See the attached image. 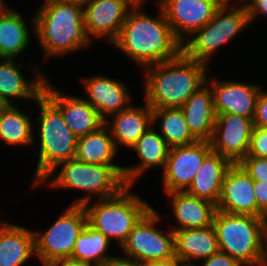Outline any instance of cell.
<instances>
[{
	"instance_id": "obj_1",
	"label": "cell",
	"mask_w": 267,
	"mask_h": 266,
	"mask_svg": "<svg viewBox=\"0 0 267 266\" xmlns=\"http://www.w3.org/2000/svg\"><path fill=\"white\" fill-rule=\"evenodd\" d=\"M148 1L135 4L111 43L142 68L174 59L182 52V43L175 37L161 7L157 4L156 17L145 11Z\"/></svg>"
},
{
	"instance_id": "obj_2",
	"label": "cell",
	"mask_w": 267,
	"mask_h": 266,
	"mask_svg": "<svg viewBox=\"0 0 267 266\" xmlns=\"http://www.w3.org/2000/svg\"><path fill=\"white\" fill-rule=\"evenodd\" d=\"M210 69L183 52L174 59L144 67V101L152 109L180 108L206 84Z\"/></svg>"
},
{
	"instance_id": "obj_3",
	"label": "cell",
	"mask_w": 267,
	"mask_h": 266,
	"mask_svg": "<svg viewBox=\"0 0 267 266\" xmlns=\"http://www.w3.org/2000/svg\"><path fill=\"white\" fill-rule=\"evenodd\" d=\"M34 15V37L44 58L61 57L91 45L84 28V8L75 3L44 0Z\"/></svg>"
},
{
	"instance_id": "obj_4",
	"label": "cell",
	"mask_w": 267,
	"mask_h": 266,
	"mask_svg": "<svg viewBox=\"0 0 267 266\" xmlns=\"http://www.w3.org/2000/svg\"><path fill=\"white\" fill-rule=\"evenodd\" d=\"M34 103L39 109L35 117L38 126L35 130L39 135H34V145L39 143L38 160L32 178V187L35 188L60 163L75 158L78 137L65 122L61 111L44 94Z\"/></svg>"
},
{
	"instance_id": "obj_5",
	"label": "cell",
	"mask_w": 267,
	"mask_h": 266,
	"mask_svg": "<svg viewBox=\"0 0 267 266\" xmlns=\"http://www.w3.org/2000/svg\"><path fill=\"white\" fill-rule=\"evenodd\" d=\"M45 183L54 189L67 188L76 191L81 190L83 194L85 192V197L76 198L71 203V205L79 206L92 203L95 196H98L97 200L112 197L127 186L123 178V167L89 164L80 162L75 158L60 163L35 189L40 188Z\"/></svg>"
},
{
	"instance_id": "obj_6",
	"label": "cell",
	"mask_w": 267,
	"mask_h": 266,
	"mask_svg": "<svg viewBox=\"0 0 267 266\" xmlns=\"http://www.w3.org/2000/svg\"><path fill=\"white\" fill-rule=\"evenodd\" d=\"M127 185L118 194L85 204L87 224L102 233L119 248L126 241L135 224L152 207Z\"/></svg>"
},
{
	"instance_id": "obj_7",
	"label": "cell",
	"mask_w": 267,
	"mask_h": 266,
	"mask_svg": "<svg viewBox=\"0 0 267 266\" xmlns=\"http://www.w3.org/2000/svg\"><path fill=\"white\" fill-rule=\"evenodd\" d=\"M213 226L220 251L243 266H259L267 233V219L216 210Z\"/></svg>"
},
{
	"instance_id": "obj_8",
	"label": "cell",
	"mask_w": 267,
	"mask_h": 266,
	"mask_svg": "<svg viewBox=\"0 0 267 266\" xmlns=\"http://www.w3.org/2000/svg\"><path fill=\"white\" fill-rule=\"evenodd\" d=\"M250 25L247 8H218L210 22L182 43V52L209 66L212 56Z\"/></svg>"
},
{
	"instance_id": "obj_9",
	"label": "cell",
	"mask_w": 267,
	"mask_h": 266,
	"mask_svg": "<svg viewBox=\"0 0 267 266\" xmlns=\"http://www.w3.org/2000/svg\"><path fill=\"white\" fill-rule=\"evenodd\" d=\"M68 205L46 231H34L35 258L39 259L41 266H53L70 259L76 240L87 225L84 207Z\"/></svg>"
},
{
	"instance_id": "obj_10",
	"label": "cell",
	"mask_w": 267,
	"mask_h": 266,
	"mask_svg": "<svg viewBox=\"0 0 267 266\" xmlns=\"http://www.w3.org/2000/svg\"><path fill=\"white\" fill-rule=\"evenodd\" d=\"M161 219L160 213L152 206L120 247L122 254L142 264L174 258V231L169 227V230L161 231L158 227Z\"/></svg>"
},
{
	"instance_id": "obj_11",
	"label": "cell",
	"mask_w": 267,
	"mask_h": 266,
	"mask_svg": "<svg viewBox=\"0 0 267 266\" xmlns=\"http://www.w3.org/2000/svg\"><path fill=\"white\" fill-rule=\"evenodd\" d=\"M212 151L208 141L170 148L164 170L162 187L165 193L186 191L204 158Z\"/></svg>"
},
{
	"instance_id": "obj_12",
	"label": "cell",
	"mask_w": 267,
	"mask_h": 266,
	"mask_svg": "<svg viewBox=\"0 0 267 266\" xmlns=\"http://www.w3.org/2000/svg\"><path fill=\"white\" fill-rule=\"evenodd\" d=\"M139 0H89L84 6V28L90 41L106 38L108 44L118 36L129 11Z\"/></svg>"
},
{
	"instance_id": "obj_13",
	"label": "cell",
	"mask_w": 267,
	"mask_h": 266,
	"mask_svg": "<svg viewBox=\"0 0 267 266\" xmlns=\"http://www.w3.org/2000/svg\"><path fill=\"white\" fill-rule=\"evenodd\" d=\"M253 128L252 118L231 113L216 115L212 151L238 164L247 155Z\"/></svg>"
},
{
	"instance_id": "obj_14",
	"label": "cell",
	"mask_w": 267,
	"mask_h": 266,
	"mask_svg": "<svg viewBox=\"0 0 267 266\" xmlns=\"http://www.w3.org/2000/svg\"><path fill=\"white\" fill-rule=\"evenodd\" d=\"M173 31L183 43L212 20L219 8L213 0H156Z\"/></svg>"
},
{
	"instance_id": "obj_15",
	"label": "cell",
	"mask_w": 267,
	"mask_h": 266,
	"mask_svg": "<svg viewBox=\"0 0 267 266\" xmlns=\"http://www.w3.org/2000/svg\"><path fill=\"white\" fill-rule=\"evenodd\" d=\"M17 59L0 58V99L5 105H17L15 100L35 102L42 94L47 76L31 64L34 79L26 78L20 71L24 64L16 62ZM28 100V101H27Z\"/></svg>"
},
{
	"instance_id": "obj_16",
	"label": "cell",
	"mask_w": 267,
	"mask_h": 266,
	"mask_svg": "<svg viewBox=\"0 0 267 266\" xmlns=\"http://www.w3.org/2000/svg\"><path fill=\"white\" fill-rule=\"evenodd\" d=\"M43 94L61 111L65 122L77 136L97 131L105 124L98 111L83 97L68 95L46 80Z\"/></svg>"
},
{
	"instance_id": "obj_17",
	"label": "cell",
	"mask_w": 267,
	"mask_h": 266,
	"mask_svg": "<svg viewBox=\"0 0 267 266\" xmlns=\"http://www.w3.org/2000/svg\"><path fill=\"white\" fill-rule=\"evenodd\" d=\"M206 83L213 94L215 114H237L253 117L256 101L262 88L261 84L238 82L237 80H219L211 75ZM263 86V87H262Z\"/></svg>"
},
{
	"instance_id": "obj_18",
	"label": "cell",
	"mask_w": 267,
	"mask_h": 266,
	"mask_svg": "<svg viewBox=\"0 0 267 266\" xmlns=\"http://www.w3.org/2000/svg\"><path fill=\"white\" fill-rule=\"evenodd\" d=\"M216 206L220 211L267 219L258 208L254 180L239 164H232L227 170Z\"/></svg>"
},
{
	"instance_id": "obj_19",
	"label": "cell",
	"mask_w": 267,
	"mask_h": 266,
	"mask_svg": "<svg viewBox=\"0 0 267 266\" xmlns=\"http://www.w3.org/2000/svg\"><path fill=\"white\" fill-rule=\"evenodd\" d=\"M81 82L87 93L84 99L98 111L104 120L132 104L131 93L121 80L102 74H93L82 78Z\"/></svg>"
},
{
	"instance_id": "obj_20",
	"label": "cell",
	"mask_w": 267,
	"mask_h": 266,
	"mask_svg": "<svg viewBox=\"0 0 267 266\" xmlns=\"http://www.w3.org/2000/svg\"><path fill=\"white\" fill-rule=\"evenodd\" d=\"M153 125L130 148L136 152L137 164L123 166V178L127 185H134L146 171L165 168L170 147ZM152 168V169H150Z\"/></svg>"
},
{
	"instance_id": "obj_21",
	"label": "cell",
	"mask_w": 267,
	"mask_h": 266,
	"mask_svg": "<svg viewBox=\"0 0 267 266\" xmlns=\"http://www.w3.org/2000/svg\"><path fill=\"white\" fill-rule=\"evenodd\" d=\"M144 103V106L132 103L128 108L110 115L105 120L118 150L122 147L130 149L152 126V108L145 101Z\"/></svg>"
},
{
	"instance_id": "obj_22",
	"label": "cell",
	"mask_w": 267,
	"mask_h": 266,
	"mask_svg": "<svg viewBox=\"0 0 267 266\" xmlns=\"http://www.w3.org/2000/svg\"><path fill=\"white\" fill-rule=\"evenodd\" d=\"M170 198L172 215L175 218L176 227L172 225V231L179 229L203 228L213 225V219L217 210L216 204L190 195L186 191L165 193Z\"/></svg>"
},
{
	"instance_id": "obj_23",
	"label": "cell",
	"mask_w": 267,
	"mask_h": 266,
	"mask_svg": "<svg viewBox=\"0 0 267 266\" xmlns=\"http://www.w3.org/2000/svg\"><path fill=\"white\" fill-rule=\"evenodd\" d=\"M8 8L5 1L0 5V58L16 59L30 45V34L34 35V14L30 30L19 11Z\"/></svg>"
},
{
	"instance_id": "obj_24",
	"label": "cell",
	"mask_w": 267,
	"mask_h": 266,
	"mask_svg": "<svg viewBox=\"0 0 267 266\" xmlns=\"http://www.w3.org/2000/svg\"><path fill=\"white\" fill-rule=\"evenodd\" d=\"M35 257L34 229L0 221V266H22Z\"/></svg>"
},
{
	"instance_id": "obj_25",
	"label": "cell",
	"mask_w": 267,
	"mask_h": 266,
	"mask_svg": "<svg viewBox=\"0 0 267 266\" xmlns=\"http://www.w3.org/2000/svg\"><path fill=\"white\" fill-rule=\"evenodd\" d=\"M180 108L184 113L191 134L198 141L210 142L216 121L210 86L206 83L193 93Z\"/></svg>"
},
{
	"instance_id": "obj_26",
	"label": "cell",
	"mask_w": 267,
	"mask_h": 266,
	"mask_svg": "<svg viewBox=\"0 0 267 266\" xmlns=\"http://www.w3.org/2000/svg\"><path fill=\"white\" fill-rule=\"evenodd\" d=\"M175 257L196 263L220 251L214 226L174 231Z\"/></svg>"
},
{
	"instance_id": "obj_27",
	"label": "cell",
	"mask_w": 267,
	"mask_h": 266,
	"mask_svg": "<svg viewBox=\"0 0 267 266\" xmlns=\"http://www.w3.org/2000/svg\"><path fill=\"white\" fill-rule=\"evenodd\" d=\"M231 165L228 159L211 151L204 158L186 192L217 205L224 176Z\"/></svg>"
},
{
	"instance_id": "obj_28",
	"label": "cell",
	"mask_w": 267,
	"mask_h": 266,
	"mask_svg": "<svg viewBox=\"0 0 267 266\" xmlns=\"http://www.w3.org/2000/svg\"><path fill=\"white\" fill-rule=\"evenodd\" d=\"M117 154L118 149L105 124L97 131L77 138L75 159L80 162L123 167L114 163Z\"/></svg>"
},
{
	"instance_id": "obj_29",
	"label": "cell",
	"mask_w": 267,
	"mask_h": 266,
	"mask_svg": "<svg viewBox=\"0 0 267 266\" xmlns=\"http://www.w3.org/2000/svg\"><path fill=\"white\" fill-rule=\"evenodd\" d=\"M20 105H6L0 111V141L9 146L30 147L34 145L32 117L22 111Z\"/></svg>"
},
{
	"instance_id": "obj_30",
	"label": "cell",
	"mask_w": 267,
	"mask_h": 266,
	"mask_svg": "<svg viewBox=\"0 0 267 266\" xmlns=\"http://www.w3.org/2000/svg\"><path fill=\"white\" fill-rule=\"evenodd\" d=\"M152 111V125L154 127L159 125V130L157 131L161 134L170 148L186 146L198 141L191 134L181 108H160L152 109Z\"/></svg>"
},
{
	"instance_id": "obj_31",
	"label": "cell",
	"mask_w": 267,
	"mask_h": 266,
	"mask_svg": "<svg viewBox=\"0 0 267 266\" xmlns=\"http://www.w3.org/2000/svg\"><path fill=\"white\" fill-rule=\"evenodd\" d=\"M111 243L102 233L87 224L76 240L71 259L102 266L114 256L108 253L109 248H112Z\"/></svg>"
},
{
	"instance_id": "obj_32",
	"label": "cell",
	"mask_w": 267,
	"mask_h": 266,
	"mask_svg": "<svg viewBox=\"0 0 267 266\" xmlns=\"http://www.w3.org/2000/svg\"><path fill=\"white\" fill-rule=\"evenodd\" d=\"M238 164L254 181L267 182V158L245 156Z\"/></svg>"
},
{
	"instance_id": "obj_33",
	"label": "cell",
	"mask_w": 267,
	"mask_h": 266,
	"mask_svg": "<svg viewBox=\"0 0 267 266\" xmlns=\"http://www.w3.org/2000/svg\"><path fill=\"white\" fill-rule=\"evenodd\" d=\"M246 156L267 158V130L265 128L254 126Z\"/></svg>"
},
{
	"instance_id": "obj_34",
	"label": "cell",
	"mask_w": 267,
	"mask_h": 266,
	"mask_svg": "<svg viewBox=\"0 0 267 266\" xmlns=\"http://www.w3.org/2000/svg\"><path fill=\"white\" fill-rule=\"evenodd\" d=\"M261 89L257 101L254 114L252 117L255 127L267 128V90Z\"/></svg>"
},
{
	"instance_id": "obj_35",
	"label": "cell",
	"mask_w": 267,
	"mask_h": 266,
	"mask_svg": "<svg viewBox=\"0 0 267 266\" xmlns=\"http://www.w3.org/2000/svg\"><path fill=\"white\" fill-rule=\"evenodd\" d=\"M200 266H243L236 259L230 257L228 254L218 251L207 259L202 260Z\"/></svg>"
},
{
	"instance_id": "obj_36",
	"label": "cell",
	"mask_w": 267,
	"mask_h": 266,
	"mask_svg": "<svg viewBox=\"0 0 267 266\" xmlns=\"http://www.w3.org/2000/svg\"><path fill=\"white\" fill-rule=\"evenodd\" d=\"M254 193L259 210L267 217V182L254 181Z\"/></svg>"
},
{
	"instance_id": "obj_37",
	"label": "cell",
	"mask_w": 267,
	"mask_h": 266,
	"mask_svg": "<svg viewBox=\"0 0 267 266\" xmlns=\"http://www.w3.org/2000/svg\"><path fill=\"white\" fill-rule=\"evenodd\" d=\"M247 9L250 24L260 15L267 18V0H250Z\"/></svg>"
},
{
	"instance_id": "obj_38",
	"label": "cell",
	"mask_w": 267,
	"mask_h": 266,
	"mask_svg": "<svg viewBox=\"0 0 267 266\" xmlns=\"http://www.w3.org/2000/svg\"><path fill=\"white\" fill-rule=\"evenodd\" d=\"M102 266H142V263L136 260L126 257L124 255L118 256L114 255L108 259Z\"/></svg>"
},
{
	"instance_id": "obj_39",
	"label": "cell",
	"mask_w": 267,
	"mask_h": 266,
	"mask_svg": "<svg viewBox=\"0 0 267 266\" xmlns=\"http://www.w3.org/2000/svg\"><path fill=\"white\" fill-rule=\"evenodd\" d=\"M213 1L219 8H226V7L247 8L250 2V0H213Z\"/></svg>"
},
{
	"instance_id": "obj_40",
	"label": "cell",
	"mask_w": 267,
	"mask_h": 266,
	"mask_svg": "<svg viewBox=\"0 0 267 266\" xmlns=\"http://www.w3.org/2000/svg\"><path fill=\"white\" fill-rule=\"evenodd\" d=\"M53 266H97V265L91 262L77 261V260L70 258V259L62 260Z\"/></svg>"
},
{
	"instance_id": "obj_41",
	"label": "cell",
	"mask_w": 267,
	"mask_h": 266,
	"mask_svg": "<svg viewBox=\"0 0 267 266\" xmlns=\"http://www.w3.org/2000/svg\"><path fill=\"white\" fill-rule=\"evenodd\" d=\"M180 260L176 257L164 261H154L142 264V266H177Z\"/></svg>"
},
{
	"instance_id": "obj_42",
	"label": "cell",
	"mask_w": 267,
	"mask_h": 266,
	"mask_svg": "<svg viewBox=\"0 0 267 266\" xmlns=\"http://www.w3.org/2000/svg\"><path fill=\"white\" fill-rule=\"evenodd\" d=\"M259 266H267V233H266V236L264 238L261 261H260Z\"/></svg>"
},
{
	"instance_id": "obj_43",
	"label": "cell",
	"mask_w": 267,
	"mask_h": 266,
	"mask_svg": "<svg viewBox=\"0 0 267 266\" xmlns=\"http://www.w3.org/2000/svg\"><path fill=\"white\" fill-rule=\"evenodd\" d=\"M59 2H64V3H75L81 6H84L89 0H56Z\"/></svg>"
},
{
	"instance_id": "obj_44",
	"label": "cell",
	"mask_w": 267,
	"mask_h": 266,
	"mask_svg": "<svg viewBox=\"0 0 267 266\" xmlns=\"http://www.w3.org/2000/svg\"><path fill=\"white\" fill-rule=\"evenodd\" d=\"M177 266H200L198 263H191V262H184V261H180Z\"/></svg>"
},
{
	"instance_id": "obj_45",
	"label": "cell",
	"mask_w": 267,
	"mask_h": 266,
	"mask_svg": "<svg viewBox=\"0 0 267 266\" xmlns=\"http://www.w3.org/2000/svg\"><path fill=\"white\" fill-rule=\"evenodd\" d=\"M6 105L4 102L0 99V111L5 107Z\"/></svg>"
}]
</instances>
